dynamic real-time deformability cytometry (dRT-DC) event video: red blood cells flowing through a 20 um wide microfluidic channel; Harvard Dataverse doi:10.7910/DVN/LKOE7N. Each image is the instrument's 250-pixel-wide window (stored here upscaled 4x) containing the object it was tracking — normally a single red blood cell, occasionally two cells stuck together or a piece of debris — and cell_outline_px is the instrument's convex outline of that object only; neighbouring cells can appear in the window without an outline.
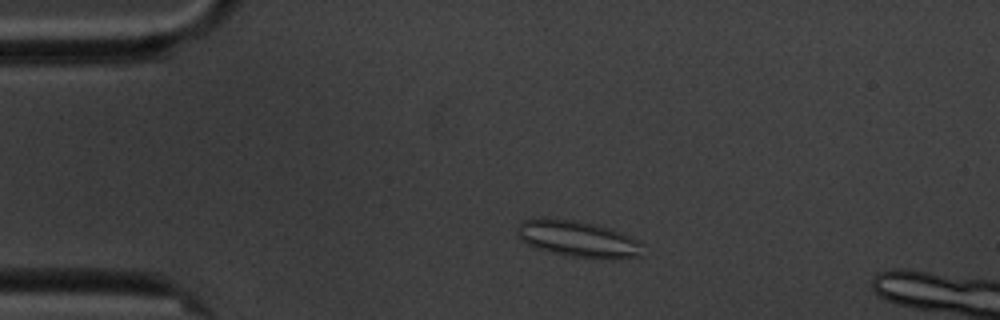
{"species": "common noctule bat (a hibernating species)", "species_latin": "Nyctalus noctula", "temperature_condition": "cold", "stored_images_in_passage": 4, "camera_frame_rate_fps": 3000, "um_per_image_px": 0.085, "animal": {"sex": "male", "body_mass_g": 20.1, "forearm_length_mm": 53.5}, "frame": {"image": 1, "passage_image": 2, "time_ms": 1.333, "image_size_px": [1000, 320], "cell_outline_px": [[644, 256], [616, 260], [604, 260], [572, 256], [552, 252], [536, 248], [524, 244], [516, 236], [516, 228], [520, 220], [540, 216], [544, 216], [576, 220], [600, 224], [612, 228], [644, 244]], "centroid_in_image_um": [49.11, 20.29], "position_along_channel_um": 35.9, "area_um2": 27.92}}